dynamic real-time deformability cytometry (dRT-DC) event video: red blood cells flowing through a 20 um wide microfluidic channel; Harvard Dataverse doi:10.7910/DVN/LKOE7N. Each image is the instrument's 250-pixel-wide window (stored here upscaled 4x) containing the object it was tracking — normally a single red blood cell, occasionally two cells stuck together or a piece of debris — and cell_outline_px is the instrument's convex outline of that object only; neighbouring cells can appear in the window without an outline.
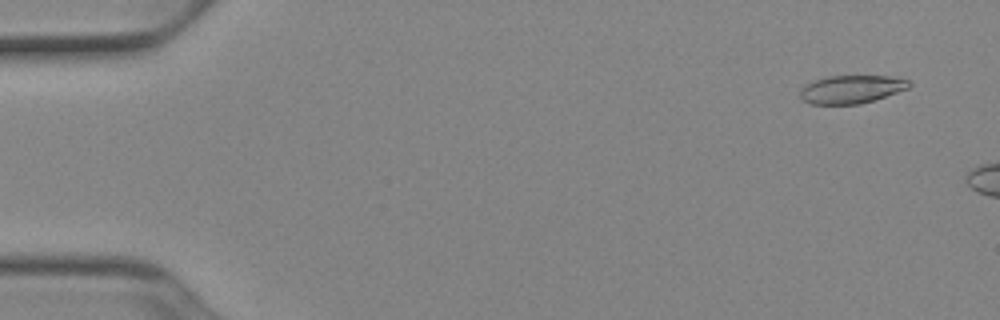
{"species": "Egyptian fruit bat (a non-hibernating species)", "species_latin": "Rousettus aegyptiacus", "temperature_condition": "cold", "stored_images_in_passage": 10, "camera_frame_rate_fps": 3000, "um_per_image_px": 0.085, "animal": {"sex": "female"}, "frame": {"image": 1, "passage_image": 4, "time_ms": 1.0, "image_size_px": [1000, 320], "cell_outline_px": [[912, 84], [908, 88], [860, 104], [808, 104], [800, 96], [800, 88], [804, 84], [828, 76], [888, 76], [908, 80]], "centroid_in_image_um": [72.32, 7.59], "position_along_channel_um": 12.7, "area_um2": 17.69}}